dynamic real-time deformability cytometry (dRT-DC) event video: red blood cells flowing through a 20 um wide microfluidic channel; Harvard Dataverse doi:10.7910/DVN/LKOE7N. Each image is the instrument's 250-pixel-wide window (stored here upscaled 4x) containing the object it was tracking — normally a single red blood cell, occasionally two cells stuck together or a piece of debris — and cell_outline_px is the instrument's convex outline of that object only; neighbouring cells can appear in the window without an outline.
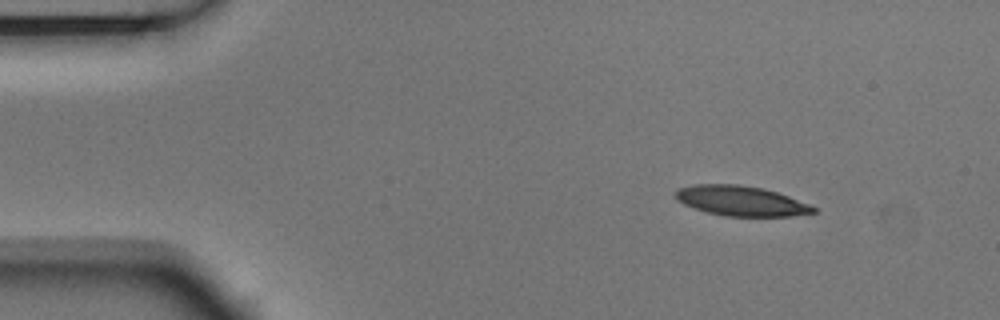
{"species": "Egyptian fruit bat (a non-hibernating species)", "species_latin": "Rousettus aegyptiacus", "temperature_condition": "room temperature", "stored_images_in_passage": 4, "camera_frame_rate_fps": 3000, "um_per_image_px": 0.085, "animal": {"sex": "male"}, "frame": {"image": 1, "passage_image": 1, "time_ms": 0.0, "image_size_px": [1000, 320], "cell_outline_px": [[816, 212], [792, 216], [724, 216], [708, 212], [684, 204], [676, 200], [676, 188], [692, 184], [736, 184], [764, 188], [788, 196], [808, 204], [816, 208]], "centroid_in_image_um": [62.96, 17.06], "position_along_channel_um": 22.0, "area_um2": 23.99}}
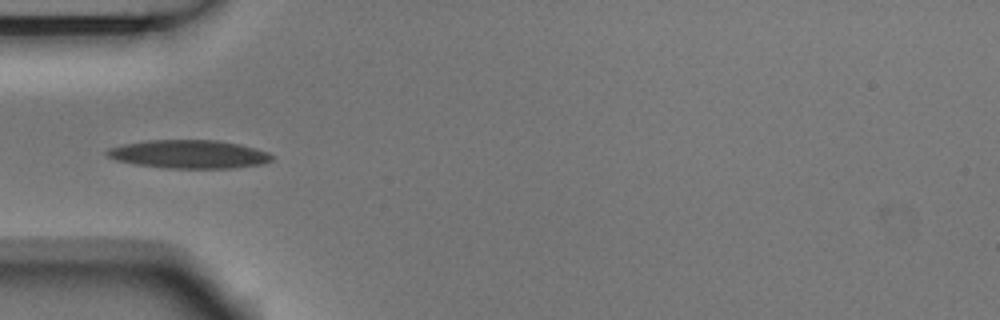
{"frame": {"image": 2, "passage_image": 4, "time_ms": 1.0, "image_size_px": [1000, 320], "cell_outline_px": [[272, 160], [264, 164], [232, 168], [164, 168], [136, 164], [116, 160], [108, 156], [104, 152], [108, 148], [124, 144], [144, 140], [216, 140], [240, 144], [256, 148], [268, 152], [272, 156]], "centroid_in_image_um": [16.06, 13.1], "position_along_channel_um": 68.9, "area_um2": 27.34}}